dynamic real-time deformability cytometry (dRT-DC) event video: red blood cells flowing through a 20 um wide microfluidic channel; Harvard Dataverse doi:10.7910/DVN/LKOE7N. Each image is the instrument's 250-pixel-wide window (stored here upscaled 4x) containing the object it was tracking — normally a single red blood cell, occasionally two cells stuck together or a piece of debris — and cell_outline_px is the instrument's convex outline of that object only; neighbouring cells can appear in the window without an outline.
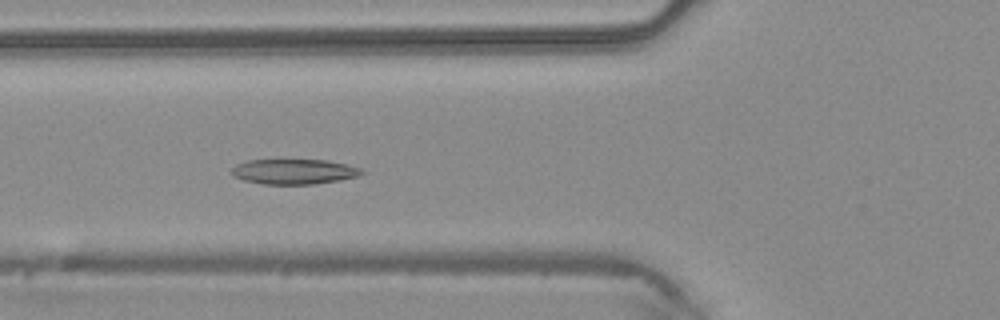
{"species": "common noctule bat (a hibernating species)", "species_latin": "Nyctalus noctula", "temperature_condition": "warm", "stored_images_in_passage": 46, "camera_frame_rate_fps": 3000, "um_per_image_px": 0.085, "animal": {"sex": "male", "body_mass_g": 20.4}, "frame": {"image": 1, "passage_image": 16, "time_ms": 5.0, "image_size_px": [1000, 320], "cell_outline_px": [[364, 172], [360, 176], [340, 180], [312, 184], [264, 184], [244, 180], [232, 176], [232, 168], [236, 164], [248, 160], [328, 160], [348, 164], [360, 168]], "centroid_in_image_um": [25.01, 14.58], "position_along_channel_um": 100.8, "area_um2": 19.07}}
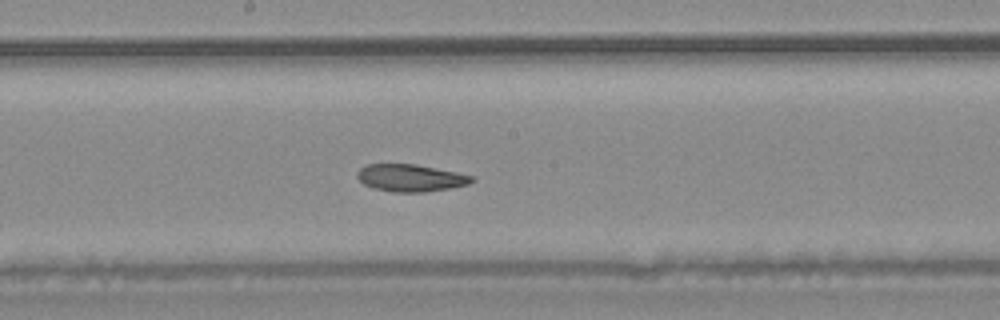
{"frame": {"image": 2, "passage_image": 24, "time_ms": 7.667, "image_size_px": [1000, 320], "cell_outline_px": [[476, 180], [468, 184], [452, 188], [424, 192], [392, 192], [372, 188], [364, 184], [356, 176], [356, 172], [360, 168], [368, 164], [416, 164], [476, 176]], "centroid_in_image_um": [34.92, 15.12], "position_along_channel_um": 213.3, "area_um2": 18.38}}
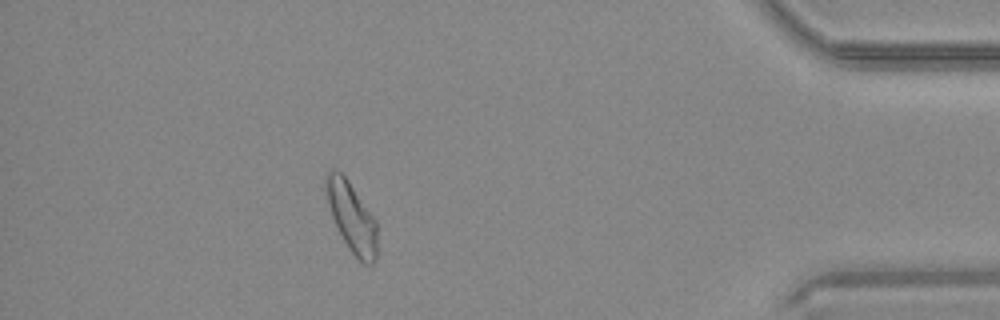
{"frame": {"image": 3, "passage_image": 41, "time_ms": 13.333, "image_size_px": [1000, 320], "cell_outline_px": [[376, 260], [372, 264], [364, 264], [348, 248], [332, 216], [328, 204], [324, 188], [324, 172], [332, 168], [336, 168], [348, 180], [376, 220]], "centroid_in_image_um": [29.85, 18.39], "position_along_channel_um": 405.3, "area_um2": 20.75}, "authors_computed_cell_mechanics": {"area_um2": 19.9121, "velocity_mm_per_s": 4.2079, "shape_relaxation_time_tau1_ms": 4.494, "shape_relaxation_time_tau2_ms": 4.3303, "deformation_change_tau1": 0.1248, "deformation_change_tau2": 0.0916}}